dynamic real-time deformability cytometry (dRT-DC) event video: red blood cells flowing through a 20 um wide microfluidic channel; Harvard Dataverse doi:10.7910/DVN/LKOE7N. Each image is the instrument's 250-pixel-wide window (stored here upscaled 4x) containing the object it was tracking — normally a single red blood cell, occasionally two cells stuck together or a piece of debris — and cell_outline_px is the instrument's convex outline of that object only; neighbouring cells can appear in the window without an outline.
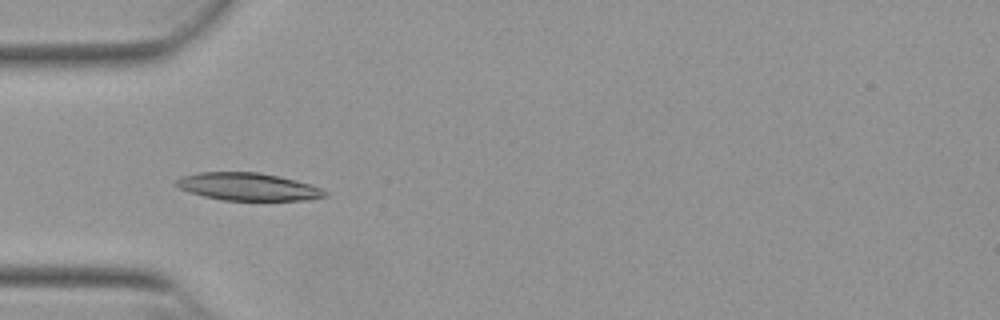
{"species": "Egyptian fruit bat (a non-hibernating species)", "species_latin": "Rousettus aegyptiacus", "temperature_condition": "warm", "stored_images_in_passage": 53, "camera_frame_rate_fps": 3000, "um_per_image_px": 0.085, "animal": {"sex": "female"}, "frame": {"image": 1, "passage_image": 17, "time_ms": 5.333, "image_size_px": [1000, 320], "cell_outline_px": [[328, 196], [304, 200], [224, 200], [204, 196], [180, 188], [172, 184], [180, 176], [196, 172], [260, 172], [280, 176], [308, 184], [320, 188], [328, 192]], "centroid_in_image_um": [21.05, 15.86], "position_along_channel_um": 64.0, "area_um2": 23.87}}
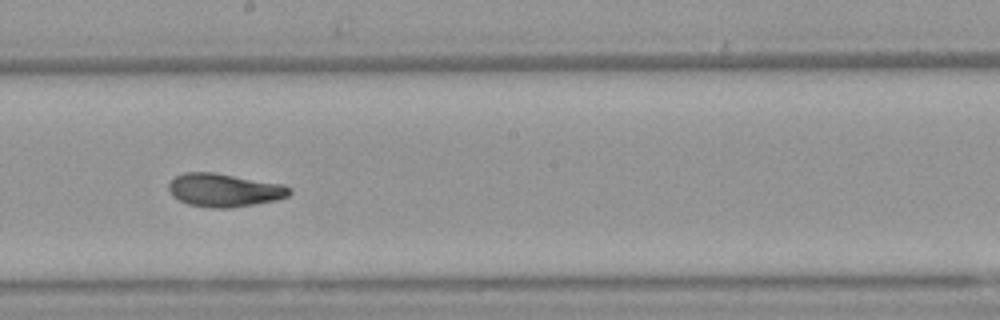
{"frame": {"image": 2, "passage_image": 30, "time_ms": 9.667, "image_size_px": [1000, 320], "cell_outline_px": [[292, 192], [288, 196], [276, 200], [228, 208], [212, 208], [188, 204], [172, 196], [168, 188], [168, 184], [176, 176], [184, 172], [212, 172], [284, 184], [292, 188]], "centroid_in_image_um": [19.07, 16.15], "position_along_channel_um": 229.1, "area_um2": 23.35}}
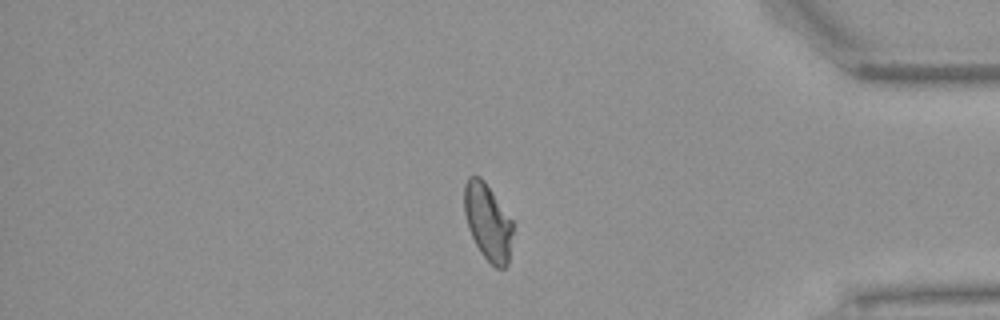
{"frame": {"image": 3, "passage_image": 45, "time_ms": 14.667, "image_size_px": [1000, 320], "cell_outline_px": [[512, 232], [508, 264], [504, 268], [496, 268], [480, 252], [468, 228], [464, 212], [464, 184], [468, 176], [480, 176], [484, 180], [512, 220]], "centroid_in_image_um": [41.44, 18.84], "position_along_channel_um": 393.8, "area_um2": 21.5}, "authors_computed_cell_mechanics": {"area_um2": 23.0622, "velocity_mm_per_s": 3.848, "shape_relaxation_time_tau1_ms": 4.7444, "shape_relaxation_time_tau2_ms": 2.4099, "deformation_change_tau1": 0.1597, "deformation_change_tau2": 0.0907}}